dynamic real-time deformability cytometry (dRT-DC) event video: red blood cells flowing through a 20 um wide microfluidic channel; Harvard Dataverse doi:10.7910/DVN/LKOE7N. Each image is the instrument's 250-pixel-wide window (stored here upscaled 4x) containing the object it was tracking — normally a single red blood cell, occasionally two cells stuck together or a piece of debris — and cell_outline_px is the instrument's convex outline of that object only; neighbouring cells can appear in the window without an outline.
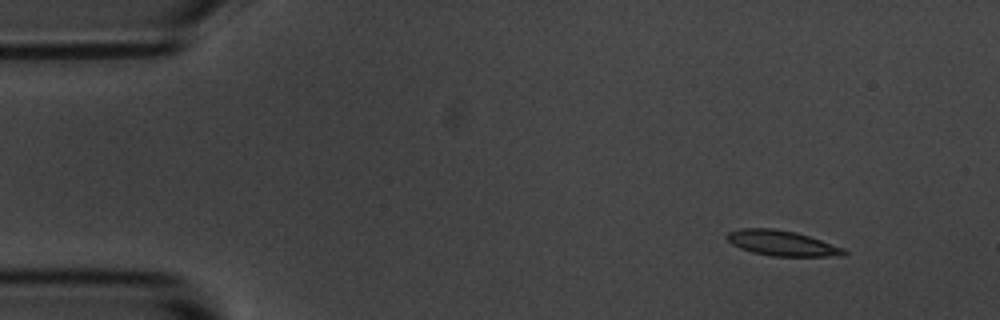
{"species": "common noctule bat (a hibernating species)", "species_latin": "Nyctalus noctula", "temperature_condition": "room temperature", "stored_images_in_passage": 4, "camera_frame_rate_fps": 3000, "um_per_image_px": 0.085, "animal": {"sex": "male", "body_mass_g": 20.1, "forearm_length_mm": 53.5}, "frame": {"image": 1, "passage_image": 1, "time_ms": 0.0, "image_size_px": [1000, 320], "cell_outline_px": [[848, 252], [828, 256], [772, 256], [752, 252], [740, 248], [732, 244], [724, 236], [728, 232], [740, 228], [772, 228], [796, 232], [844, 248]], "centroid_in_image_um": [66.38, 20.65], "position_along_channel_um": 18.6, "area_um2": 16.99}}
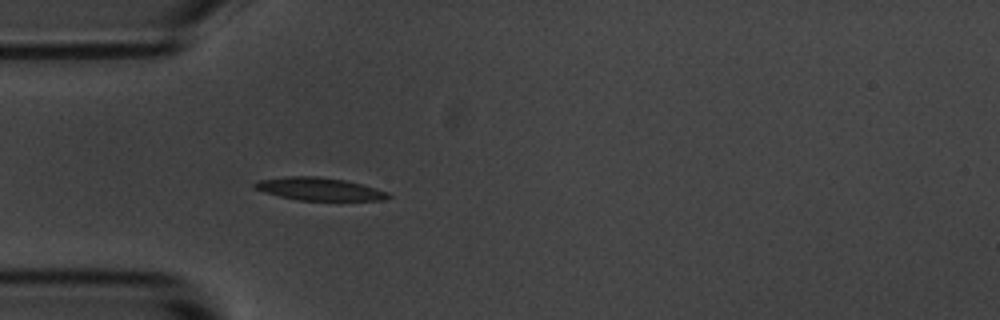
{"frame": {"image": 2, "passage_image": 4, "time_ms": 3.333, "image_size_px": [1000, 320], "cell_outline_px": [[392, 196], [384, 200], [296, 200], [264, 192], [256, 188], [252, 184], [260, 180], [288, 176], [316, 176], [344, 180], [376, 188], [388, 192]], "centroid_in_image_um": [27.15, 16.07], "position_along_channel_um": 57.8, "area_um2": 17.51}}